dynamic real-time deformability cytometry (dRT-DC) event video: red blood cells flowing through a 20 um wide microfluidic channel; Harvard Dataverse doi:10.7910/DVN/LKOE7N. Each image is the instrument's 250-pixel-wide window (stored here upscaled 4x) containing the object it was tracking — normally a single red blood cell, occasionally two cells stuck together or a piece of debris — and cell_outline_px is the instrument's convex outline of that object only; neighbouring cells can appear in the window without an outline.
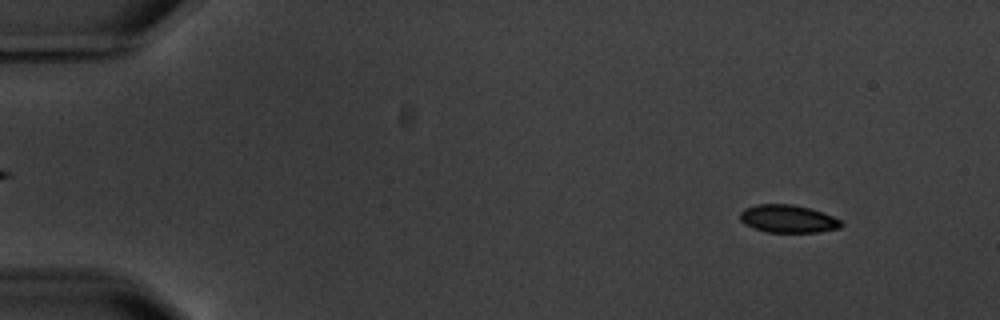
{"species": "common noctule bat (a hibernating species)", "species_latin": "Nyctalus noctula", "temperature_condition": "warm", "stored_images_in_passage": 4, "camera_frame_rate_fps": 3000, "um_per_image_px": 0.085, "animal": {"sex": "male", "body_mass_g": 20.1, "forearm_length_mm": 53.5}, "frame": {"image": 1, "passage_image": 1, "time_ms": 0.0, "image_size_px": [1000, 320], "cell_outline_px": [[844, 224], [840, 228], [820, 232], [768, 232], [744, 224], [740, 220], [740, 212], [744, 208], [756, 204], [792, 204], [812, 208], [832, 216], [840, 220]], "centroid_in_image_um": [66.99, 18.59], "position_along_channel_um": 18.0, "area_um2": 16.47}}
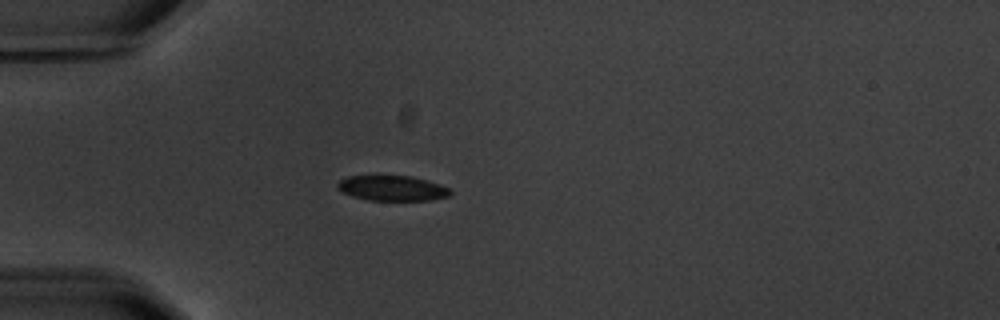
{"frame": {"image": 2, "passage_image": 4, "time_ms": 3.667, "image_size_px": [1000, 320], "cell_outline_px": [[452, 192], [448, 196], [428, 200], [368, 200], [352, 196], [336, 188], [336, 184], [340, 180], [348, 176], [412, 176], [440, 184], [448, 188]], "centroid_in_image_um": [33.32, 15.99], "position_along_channel_um": 51.7, "area_um2": 16.42}}